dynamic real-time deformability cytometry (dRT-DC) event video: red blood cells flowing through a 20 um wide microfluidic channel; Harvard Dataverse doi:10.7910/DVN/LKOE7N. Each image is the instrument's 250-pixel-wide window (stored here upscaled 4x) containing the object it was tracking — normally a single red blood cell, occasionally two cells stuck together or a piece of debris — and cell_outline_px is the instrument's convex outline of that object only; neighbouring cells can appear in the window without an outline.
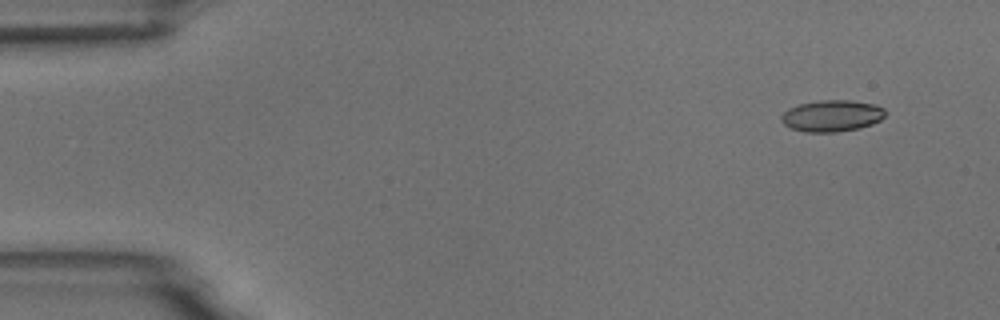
{"species": "common noctule bat (a hibernating species)", "species_latin": "Nyctalus noctula", "temperature_condition": "room temperature", "stored_images_in_passage": 5, "camera_frame_rate_fps": 3000, "um_per_image_px": 0.085, "animal": {"sex": "male", "body_mass_g": 18.8}, "frame": {"image": 1, "passage_image": 1, "time_ms": 0.0, "image_size_px": [1000, 320], "cell_outline_px": [[884, 116], [880, 120], [872, 124], [856, 128], [836, 132], [804, 132], [792, 128], [784, 124], [780, 120], [780, 116], [788, 108], [800, 104], [816, 100], [848, 100], [876, 104], [884, 108]], "centroid_in_image_um": [70.68, 9.83], "position_along_channel_um": 14.3, "area_um2": 19.07}}